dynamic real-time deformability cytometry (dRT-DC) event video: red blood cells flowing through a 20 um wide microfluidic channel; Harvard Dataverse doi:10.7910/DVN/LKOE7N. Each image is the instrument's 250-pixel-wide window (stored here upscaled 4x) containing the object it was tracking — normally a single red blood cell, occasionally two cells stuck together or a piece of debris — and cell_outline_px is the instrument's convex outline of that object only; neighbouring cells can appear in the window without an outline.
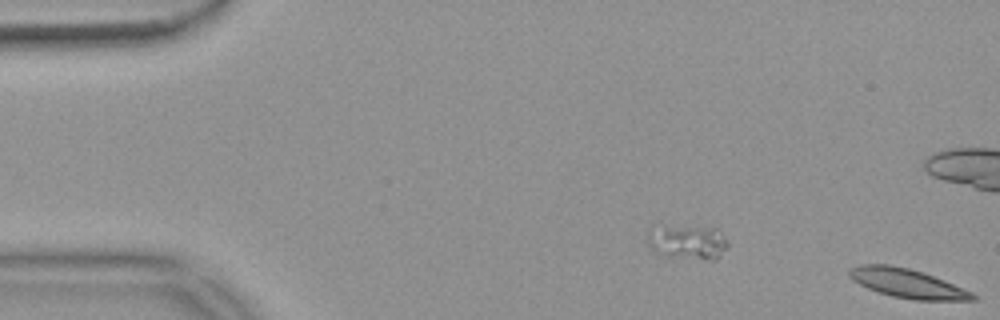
{"species": "common noctule bat (a hibernating species)", "species_latin": "Nyctalus noctula", "temperature_condition": "warm", "stored_images_in_passage": 9, "segment_of_instrument_passage": [2, 2], "camera_frame_rate_fps": 3000, "um_per_image_px": 0.085, "animal": {"sex": "female", "body_mass_g": 18.4}, "frame": {"image": 1, "passage_image": 9, "time_ms": 2.667, "image_size_px": [1000, 320], "cell_outline_px": [[976, 300], [912, 300], [892, 296], [868, 288], [852, 280], [848, 276], [848, 268], [860, 264], [888, 264], [908, 268], [944, 280], [972, 292], [976, 296]], "centroid_in_image_um": [77.08, 24.08], "position_along_channel_um": 7.9, "area_um2": 20.75}}